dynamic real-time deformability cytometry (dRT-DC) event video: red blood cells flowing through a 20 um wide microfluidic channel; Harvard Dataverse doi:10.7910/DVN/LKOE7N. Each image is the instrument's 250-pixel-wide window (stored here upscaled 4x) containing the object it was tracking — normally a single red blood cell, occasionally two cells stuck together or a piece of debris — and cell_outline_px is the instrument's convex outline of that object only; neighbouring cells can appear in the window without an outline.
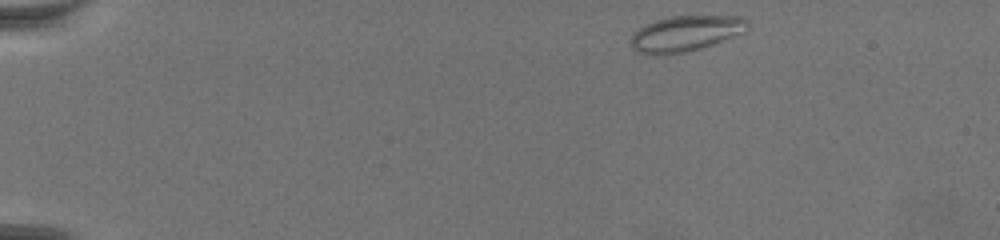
{"species": "common noctule bat (a hibernating species)", "species_latin": "Nyctalus noctula", "temperature_condition": "warm", "stored_images_in_passage": 61, "camera_frame_rate_fps": 3000, "um_per_image_px": 0.085, "animal": {"sex": "female", "body_mass_g": 19.5, "forearm_length_mm": 54.1}, "frame": {"image": 1, "passage_image": 2, "time_ms": 0.333, "image_size_px": [1000, 240], "cell_outline_px": [[748, 28], [744, 32], [712, 44], [700, 48], [684, 52], [656, 56], [636, 52], [632, 48], [628, 40], [640, 28], [656, 20], [668, 16], [744, 16], [748, 20]], "centroid_in_image_um": [58.26, 2.85], "position_along_channel_um": 26.7, "area_um2": 24.28}}
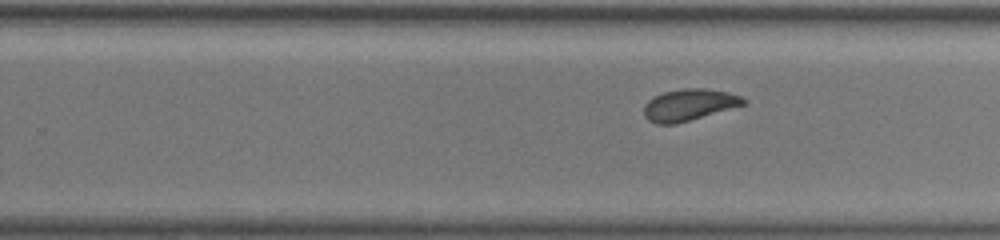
{"frame": {"image": 2, "passage_image": 37, "time_ms": 12.0, "image_size_px": [1000, 240], "cell_outline_px": [[748, 100], [744, 104], [676, 124], [656, 124], [648, 120], [644, 116], [644, 104], [648, 100], [664, 92], [684, 88], [708, 88], [728, 92], [740, 96]], "centroid_in_image_um": [58.54, 8.9], "position_along_channel_um": 271.3, "area_um2": 18.21}}
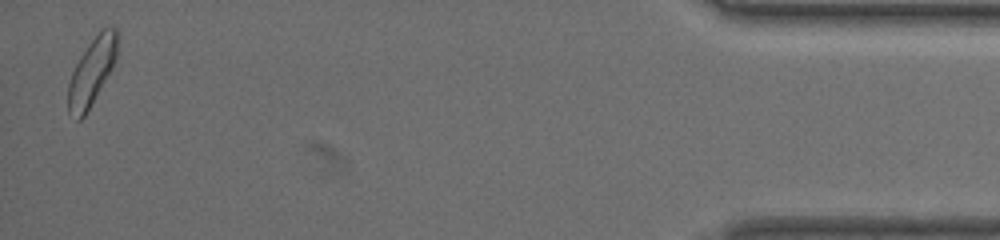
{"frame": {"image": 3, "passage_image": 60, "time_ms": 19.667, "image_size_px": [1000, 240], "cell_outline_px": [[116, 60], [112, 68], [84, 116], [80, 120], [76, 120], [68, 112], [68, 84], [72, 72], [80, 56], [88, 44], [104, 28], [116, 28]], "centroid_in_image_um": [7.77, 6.14], "position_along_channel_um": 427.4, "area_um2": 18.61}}